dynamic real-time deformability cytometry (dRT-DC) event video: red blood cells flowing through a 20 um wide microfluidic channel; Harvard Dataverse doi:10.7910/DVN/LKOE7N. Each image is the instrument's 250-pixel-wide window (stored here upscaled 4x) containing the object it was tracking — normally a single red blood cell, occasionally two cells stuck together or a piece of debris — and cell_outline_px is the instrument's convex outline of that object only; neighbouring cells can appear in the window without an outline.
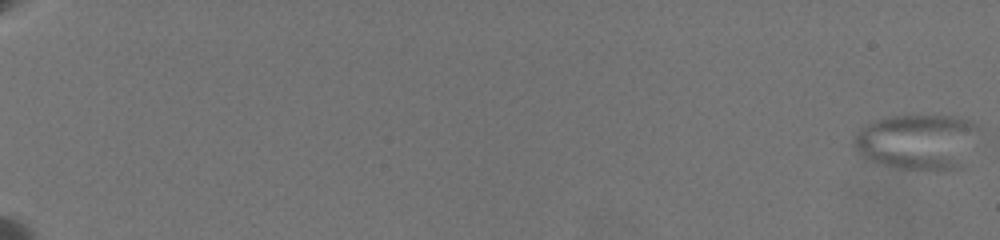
{"species": "common noctule bat (a hibernating species)", "species_latin": "Nyctalus noctula", "temperature_condition": "warm", "stored_images_in_passage": 68, "segment_of_instrument_passage": [1, 2], "camera_frame_rate_fps": 3000, "um_per_image_px": 0.085, "animal": {"sex": "female", "body_mass_g": 19.5, "forearm_length_mm": 54.1}, "frame": {"image": 1, "passage_image": 1, "time_ms": 0.0, "image_size_px": [1000, 240], "cell_outline_px": [[980, 128], [964, 168], [896, 168], [864, 160], [860, 156], [852, 144], [852, 140], [856, 132], [868, 120], [888, 116], [952, 116], [972, 120]], "centroid_in_image_um": [77.93, 12.02], "position_along_channel_um": 7.1, "area_um2": 41.04}}